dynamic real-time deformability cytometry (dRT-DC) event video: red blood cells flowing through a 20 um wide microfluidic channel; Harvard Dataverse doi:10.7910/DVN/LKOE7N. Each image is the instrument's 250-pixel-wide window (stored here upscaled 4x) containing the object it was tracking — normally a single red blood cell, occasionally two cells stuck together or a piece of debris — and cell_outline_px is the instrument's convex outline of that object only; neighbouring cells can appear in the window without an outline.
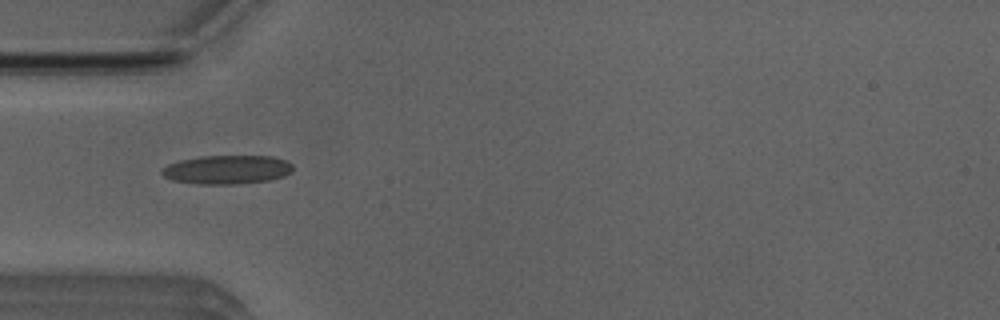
{"species": "Egyptian fruit bat (a non-hibernating species)", "species_latin": "Rousettus aegyptiacus", "temperature_condition": "room temperature", "stored_images_in_passage": 36, "camera_frame_rate_fps": 3000, "um_per_image_px": 0.085, "animal": {"sex": "male"}, "frame": {"image": 1, "passage_image": 1, "time_ms": 0.0, "image_size_px": [1000, 320], "cell_outline_px": [[292, 172], [284, 176], [268, 180], [236, 184], [200, 184], [172, 180], [164, 176], [160, 172], [168, 164], [180, 160], [200, 156], [272, 156], [288, 160], [292, 164]], "centroid_in_image_um": [19.32, 14.41], "position_along_channel_um": 65.7, "area_um2": 22.02}}
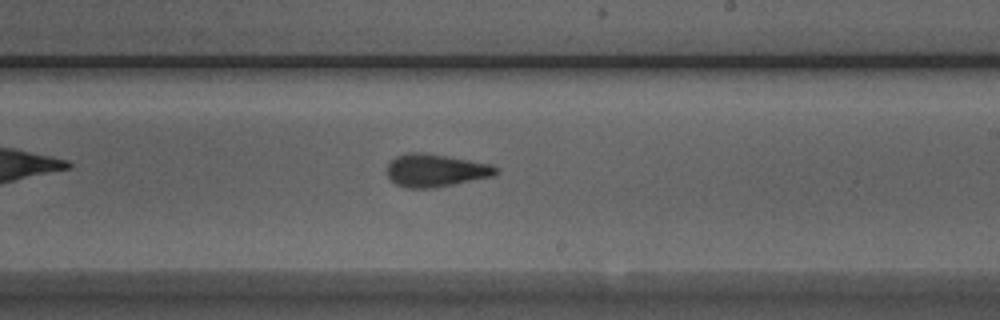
{"frame": {"image": 2, "passage_image": 15, "time_ms": 4.667, "image_size_px": [1000, 320], "cell_outline_px": [[500, 168], [492, 176], [452, 184], [428, 188], [408, 188], [396, 184], [388, 176], [388, 164], [396, 156], [408, 152], [416, 152], [444, 156], [492, 164]], "centroid_in_image_um": [37.02, 14.48], "position_along_channel_um": 252.0, "area_um2": 20.29}}
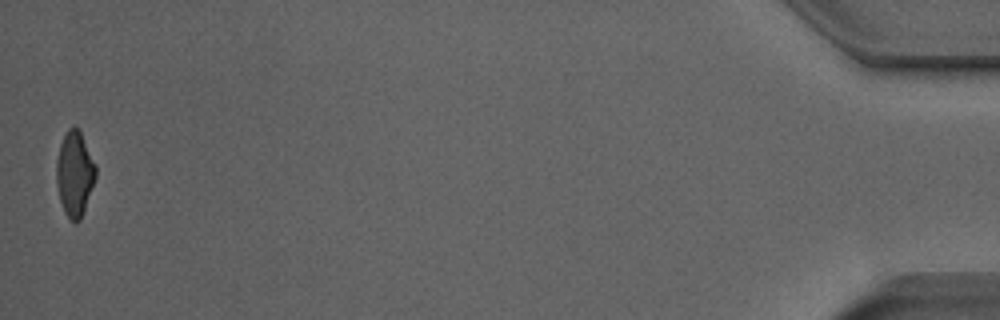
{"frame": {"image": 3, "passage_image": 36, "time_ms": 11.667, "image_size_px": [1000, 320], "cell_outline_px": [[96, 176], [80, 220], [76, 224], [64, 212], [60, 200], [56, 184], [56, 160], [60, 144], [68, 128], [76, 128], [80, 132], [96, 164]], "centroid_in_image_um": [6.33, 14.78], "position_along_channel_um": 428.9, "area_um2": 19.19}, "authors_computed_cell_mechanics": {"area_um2": 20.2878, "velocity_mm_per_s": 3.9925, "shape_relaxation_time_tau1_ms": 4.7693, "shape_relaxation_time_tau2_ms": 1.6767, "deformation_change_tau1": 0.188, "deformation_change_tau2": 0.117}}